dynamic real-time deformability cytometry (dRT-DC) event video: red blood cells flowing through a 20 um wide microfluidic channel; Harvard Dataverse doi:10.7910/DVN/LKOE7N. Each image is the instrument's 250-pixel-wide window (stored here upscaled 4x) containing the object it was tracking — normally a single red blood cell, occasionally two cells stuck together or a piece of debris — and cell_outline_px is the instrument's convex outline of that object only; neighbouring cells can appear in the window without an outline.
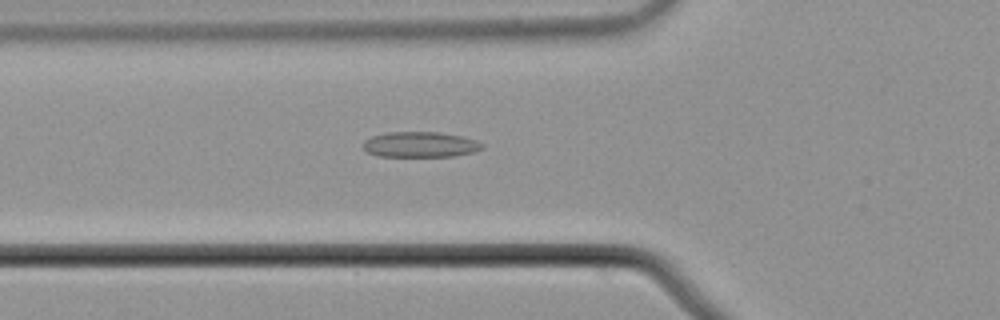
{"species": "common noctule bat (a hibernating species)", "species_latin": "Nyctalus noctula", "temperature_condition": "cold", "stored_images_in_passage": 55, "camera_frame_rate_fps": 3000, "um_per_image_px": 0.085, "animal": {"sex": "male", "body_mass_g": 21.5, "forearm_length_mm": 52.0}, "frame": {"image": 1, "passage_image": 20, "time_ms": 6.333, "image_size_px": [1000, 320], "cell_outline_px": [[484, 148], [476, 152], [456, 156], [380, 156], [368, 152], [364, 148], [364, 140], [372, 136], [388, 132], [436, 132], [460, 136], [476, 140], [484, 144]], "centroid_in_image_um": [35.77, 12.29], "position_along_channel_um": 90.0, "area_um2": 17.63}}
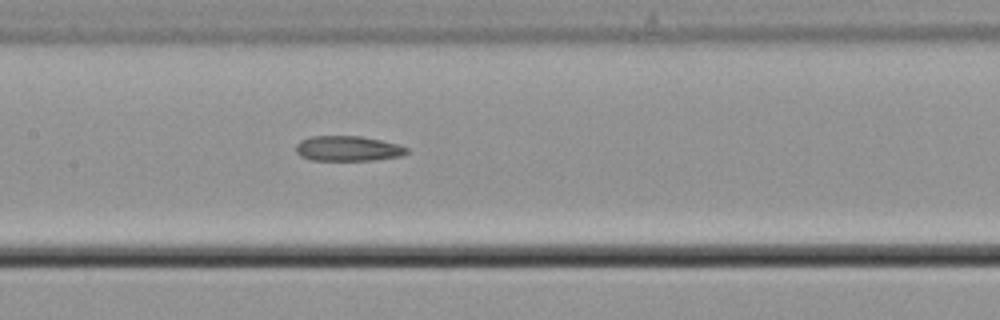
{"frame": {"image": 2, "passage_image": 27, "time_ms": 8.667, "image_size_px": [1000, 320], "cell_outline_px": [[408, 152], [400, 156], [372, 160], [312, 160], [300, 156], [296, 152], [296, 144], [300, 140], [312, 136], [360, 136], [380, 140], [396, 144], [408, 148]], "centroid_in_image_um": [29.53, 12.62], "position_along_channel_um": 177.9, "area_um2": 16.13}}
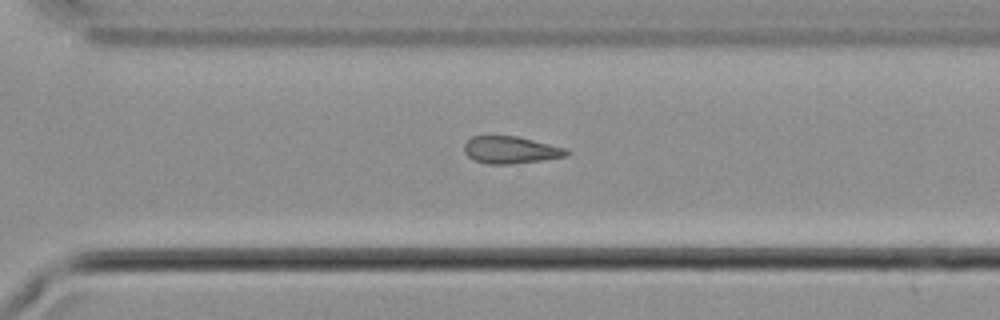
{"frame": {"image": 3, "passage_image": 39, "time_ms": 12.667, "image_size_px": [1000, 320], "cell_outline_px": [[572, 152], [568, 156], [512, 164], [488, 164], [472, 160], [464, 152], [464, 144], [472, 136], [516, 136], [568, 148]], "centroid_in_image_um": [43.43, 12.75], "position_along_channel_um": 327.2, "area_um2": 16.36}}